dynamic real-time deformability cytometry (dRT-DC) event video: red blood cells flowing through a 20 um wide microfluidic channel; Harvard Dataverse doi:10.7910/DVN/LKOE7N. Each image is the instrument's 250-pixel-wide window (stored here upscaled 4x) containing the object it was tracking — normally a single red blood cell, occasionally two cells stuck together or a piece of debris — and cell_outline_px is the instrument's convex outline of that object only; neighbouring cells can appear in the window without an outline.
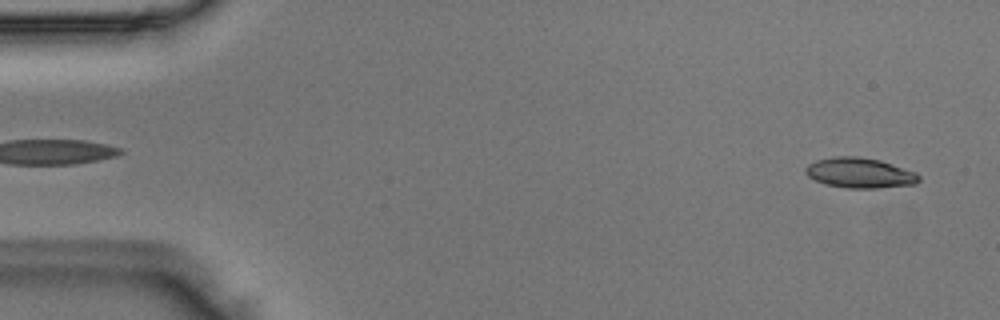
{"species": "Egyptian fruit bat (a non-hibernating species)", "species_latin": "Rousettus aegyptiacus", "temperature_condition": "room temperature", "stored_images_in_passage": 49, "camera_frame_rate_fps": 3000, "um_per_image_px": 0.085, "animal": {"sex": "male"}, "frame": {"image": 1, "passage_image": 2, "time_ms": 0.333, "image_size_px": [1000, 320], "cell_outline_px": [[920, 180], [916, 184], [880, 188], [848, 188], [824, 184], [808, 176], [804, 172], [804, 168], [808, 164], [816, 160], [832, 156], [856, 156], [880, 160], [916, 172], [920, 176]], "centroid_in_image_um": [73.07, 14.69], "position_along_channel_um": 11.9, "area_um2": 20.11}}
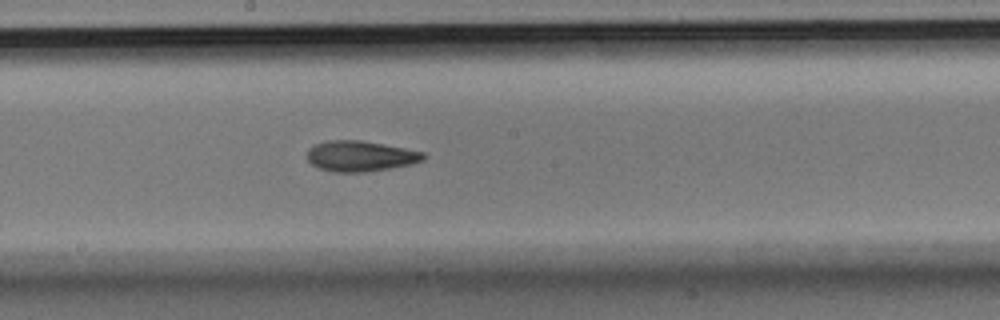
{"frame": {"image": 2, "passage_image": 26, "time_ms": 8.333, "image_size_px": [1000, 320], "cell_outline_px": [[424, 160], [412, 164], [364, 172], [332, 172], [320, 168], [312, 164], [308, 160], [308, 148], [324, 140], [360, 140], [404, 148], [424, 152]], "centroid_in_image_um": [30.61, 13.26], "position_along_channel_um": 217.6, "area_um2": 20.58}}
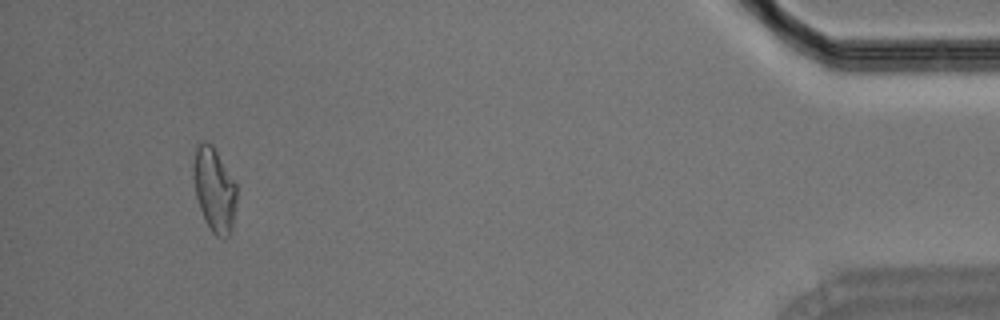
{"frame": {"image": 3, "passage_image": 46, "time_ms": 15.0, "image_size_px": [1000, 320], "cell_outline_px": [[236, 200], [232, 224], [228, 236], [224, 240], [216, 236], [212, 232], [204, 220], [196, 196], [192, 172], [192, 164], [196, 144], [200, 140], [204, 140], [212, 144], [236, 184]], "centroid_in_image_um": [18.18, 16.08], "position_along_channel_um": 417.0, "area_um2": 21.33}}